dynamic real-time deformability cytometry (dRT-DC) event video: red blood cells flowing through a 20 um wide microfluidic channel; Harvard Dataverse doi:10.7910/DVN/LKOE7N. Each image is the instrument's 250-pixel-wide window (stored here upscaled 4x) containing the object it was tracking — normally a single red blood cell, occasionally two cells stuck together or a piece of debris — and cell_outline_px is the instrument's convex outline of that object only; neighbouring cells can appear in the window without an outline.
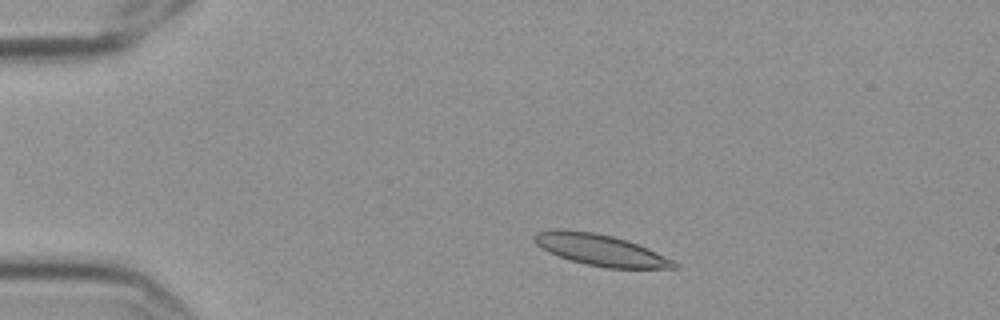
{"species": "Egyptian fruit bat (a non-hibernating species)", "species_latin": "Rousettus aegyptiacus", "temperature_condition": "cold", "stored_images_in_passage": 47, "camera_frame_rate_fps": 3000, "um_per_image_px": 0.085, "frame": {"image": 1, "passage_image": 1, "time_ms": 0.0, "image_size_px": [1000, 320], "cell_outline_px": [[680, 268], [604, 268], [584, 264], [548, 252], [536, 244], [532, 236], [536, 232], [556, 228], [564, 228], [592, 232], [612, 236], [648, 248], [672, 260]], "centroid_in_image_um": [50.97, 21.23], "position_along_channel_um": 34.0, "area_um2": 25.37}}
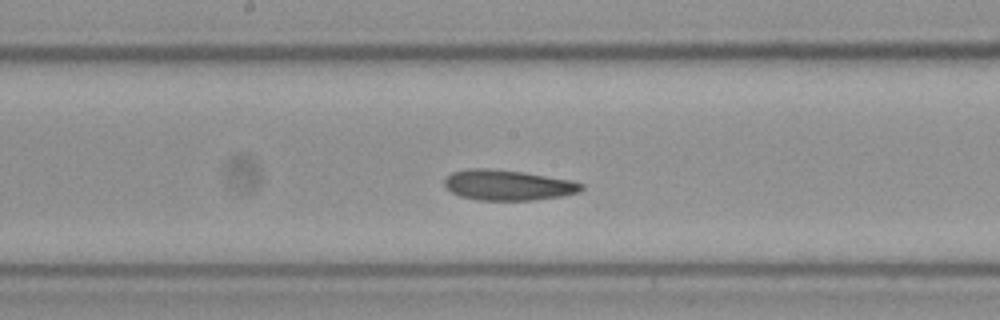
{"frame": {"image": 2, "passage_image": 20, "time_ms": 6.333, "image_size_px": [1000, 320], "cell_outline_px": [[584, 188], [580, 192], [560, 196], [536, 200], [476, 200], [460, 196], [452, 192], [444, 184], [444, 176], [452, 172], [468, 168], [488, 168], [520, 172], [572, 180], [584, 184]], "centroid_in_image_um": [43.15, 15.73], "position_along_channel_um": 205.0, "area_um2": 24.33}}
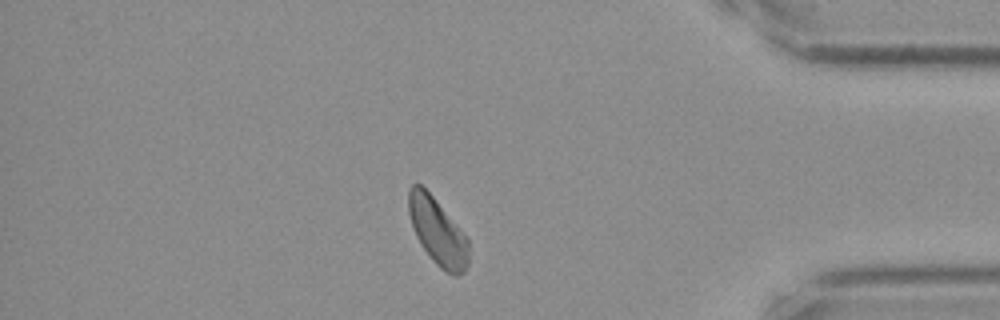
{"frame": {"image": 3, "passage_image": 39, "time_ms": 12.667, "image_size_px": [1000, 320], "cell_outline_px": [[468, 264], [464, 272], [460, 276], [452, 276], [440, 268], [432, 260], [420, 244], [416, 236], [408, 212], [408, 188], [412, 184], [420, 184], [432, 196], [468, 240]], "centroid_in_image_um": [37.17, 19.73], "position_along_channel_um": 398.0, "area_um2": 23.0}, "authors_computed_cell_mechanics": {"area_um2": 24.276, "velocity_mm_per_s": 3.5212, "shape_relaxation_time_tau1_ms": 5.3916, "shape_relaxation_time_tau2_ms": 5.196, "deformation_change_tau1": 0.1254, "deformation_change_tau2": 0.1281}}